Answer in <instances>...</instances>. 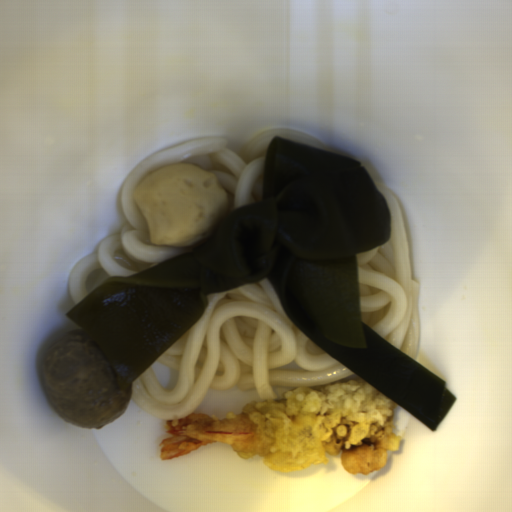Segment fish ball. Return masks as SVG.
I'll return each mask as SVG.
<instances>
[{
	"instance_id": "1",
	"label": "fish ball",
	"mask_w": 512,
	"mask_h": 512,
	"mask_svg": "<svg viewBox=\"0 0 512 512\" xmlns=\"http://www.w3.org/2000/svg\"><path fill=\"white\" fill-rule=\"evenodd\" d=\"M133 198L156 247H184L214 234L227 208L223 184L193 163L163 166L137 183Z\"/></svg>"
}]
</instances>
